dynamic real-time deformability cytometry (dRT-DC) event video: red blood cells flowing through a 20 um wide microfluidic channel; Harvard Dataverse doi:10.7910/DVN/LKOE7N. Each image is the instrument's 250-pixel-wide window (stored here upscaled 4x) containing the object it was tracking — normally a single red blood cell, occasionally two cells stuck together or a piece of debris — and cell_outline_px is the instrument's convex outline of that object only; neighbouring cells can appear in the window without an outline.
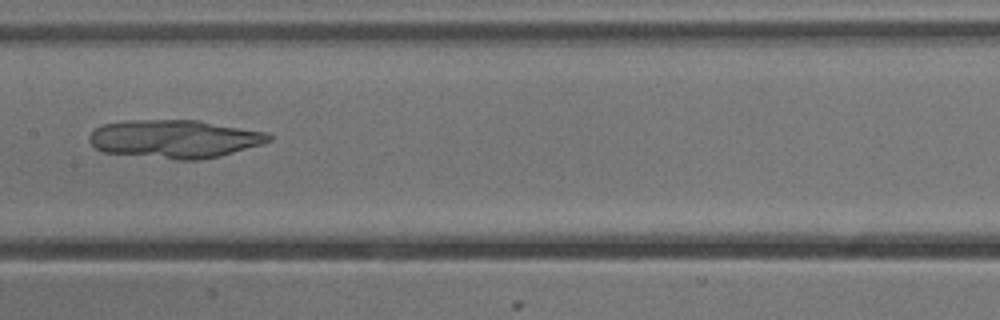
{"species": "common noctule bat (a hibernating species)", "species_latin": "Nyctalus noctula", "temperature_condition": "cold", "stored_images_in_passage": 5, "camera_frame_rate_fps": 3000, "um_per_image_px": 0.085, "animal": {"sex": "male", "body_mass_g": 13.3}, "frame": {"image": 1, "passage_image": 5, "time_ms": 1.333, "image_size_px": [1000, 320], "cell_outline_px": [[272, 140], [264, 144], [220, 156], [200, 160], [176, 160], [104, 152], [96, 148], [88, 140], [88, 136], [96, 128], [104, 124], [128, 120], [200, 120], [268, 132], [272, 136]], "centroid_in_image_um": [14.89, 11.81], "position_along_channel_um": 192.5, "area_um2": 40.34}}